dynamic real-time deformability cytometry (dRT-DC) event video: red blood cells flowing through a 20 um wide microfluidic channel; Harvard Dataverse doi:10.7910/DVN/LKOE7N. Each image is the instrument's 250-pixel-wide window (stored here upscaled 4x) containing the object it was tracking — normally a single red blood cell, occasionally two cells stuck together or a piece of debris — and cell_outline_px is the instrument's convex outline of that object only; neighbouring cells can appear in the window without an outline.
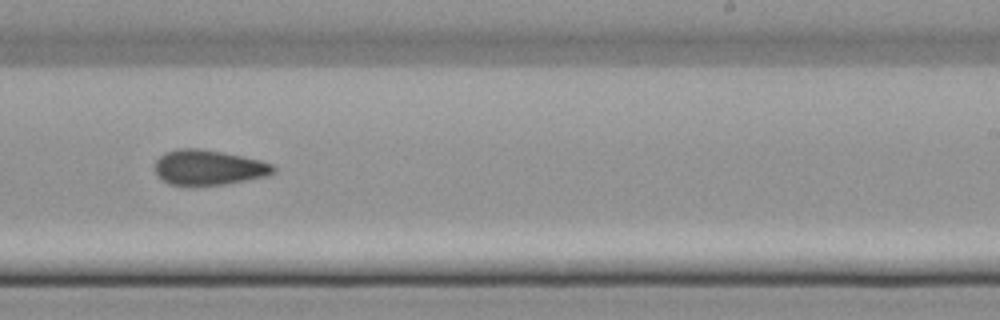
{"species": "common noctule bat (a hibernating species)", "species_latin": "Nyctalus noctula", "temperature_condition": "cold", "stored_images_in_passage": 46, "camera_frame_rate_fps": 3000, "um_per_image_px": 0.085, "animal": {"sex": "female", "body_mass_g": 22.7, "forearm_length_mm": 54.2}, "frame": {"image": 1, "passage_image": 27, "time_ms": 8.667, "image_size_px": [1000, 320], "cell_outline_px": [[276, 172], [268, 176], [224, 184], [168, 184], [156, 176], [152, 168], [156, 160], [164, 152], [176, 148], [200, 148], [260, 160], [272, 164], [276, 168]], "centroid_in_image_um": [17.68, 14.22], "position_along_channel_um": 271.3, "area_um2": 24.28}}
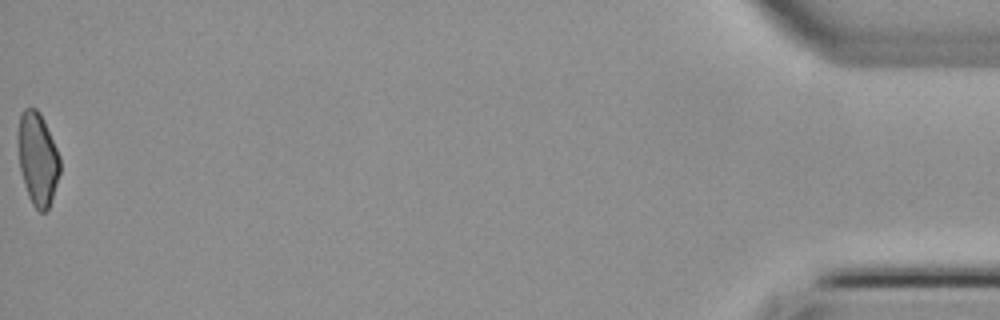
{"frame": {"image": 2, "passage_image": 46, "time_ms": 15.0, "image_size_px": [1000, 320], "cell_outline_px": [[60, 172], [52, 200], [48, 208], [44, 212], [40, 212], [32, 204], [28, 196], [24, 184], [20, 168], [16, 144], [16, 136], [20, 112], [24, 108], [36, 108], [40, 112], [44, 120], [60, 156]], "centroid_in_image_um": [3.17, 13.46], "position_along_channel_um": 432.0, "area_um2": 23.12}}